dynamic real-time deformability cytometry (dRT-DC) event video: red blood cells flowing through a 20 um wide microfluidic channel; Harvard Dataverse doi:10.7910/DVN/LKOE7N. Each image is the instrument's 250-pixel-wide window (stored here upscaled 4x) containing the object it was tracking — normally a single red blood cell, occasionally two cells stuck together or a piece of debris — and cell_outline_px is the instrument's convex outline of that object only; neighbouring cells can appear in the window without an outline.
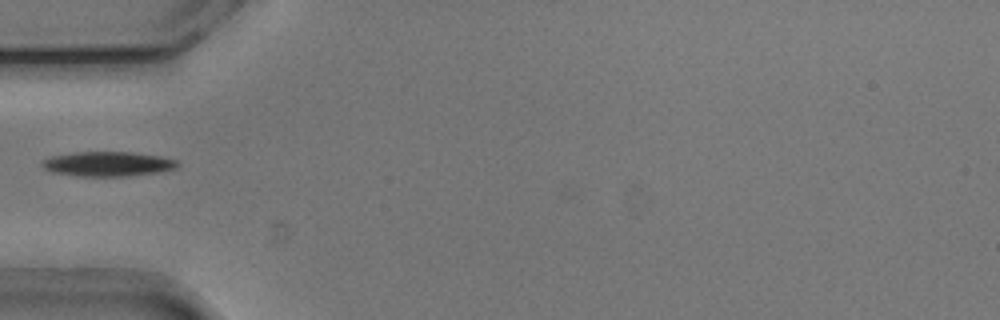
{"species": "common noctule bat (a hibernating species)", "species_latin": "Nyctalus noctula", "temperature_condition": "cold", "stored_images_in_passage": 37, "camera_frame_rate_fps": 3000, "um_per_image_px": 0.085, "animal": {"sex": "male", "body_mass_g": 20.5, "forearm_length_mm": 52.5}, "frame": {"image": 1, "passage_image": 1, "time_ms": 0.0, "image_size_px": [1000, 320], "cell_outline_px": [[180, 164], [176, 168], [160, 172], [128, 176], [80, 176], [52, 172], [44, 168], [40, 164], [44, 160], [52, 156], [76, 152], [132, 152], [160, 156], [176, 160]], "centroid_in_image_um": [9.19, 13.93], "position_along_channel_um": 75.8, "area_um2": 19.42}}
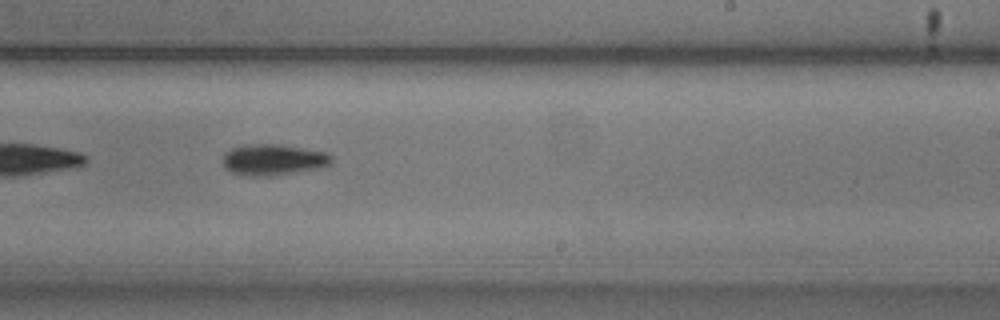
{"frame": {"image": 2, "passage_image": 16, "time_ms": 5.0, "image_size_px": [1000, 320], "cell_outline_px": [[332, 164], [324, 168], [268, 176], [252, 176], [232, 172], [224, 168], [224, 152], [232, 148], [252, 144], [276, 144], [328, 152], [332, 156]], "centroid_in_image_um": [23.29, 13.58], "position_along_channel_um": 265.7, "area_um2": 19.71}}
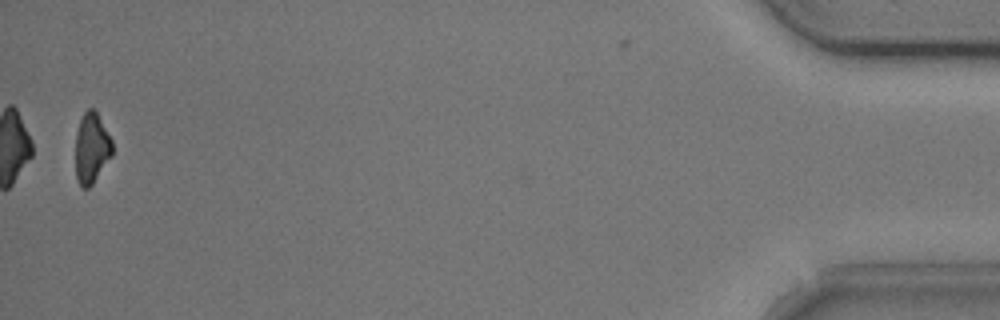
{"frame": {"image": 3, "passage_image": 36, "time_ms": 11.667, "image_size_px": [1000, 320], "cell_outline_px": [[112, 156], [92, 184], [88, 188], [84, 188], [80, 184], [76, 176], [76, 132], [80, 120], [84, 112], [88, 108], [92, 108], [96, 112], [112, 140]], "centroid_in_image_um": [7.78, 12.58], "position_along_channel_um": 427.4, "area_um2": 14.91}}